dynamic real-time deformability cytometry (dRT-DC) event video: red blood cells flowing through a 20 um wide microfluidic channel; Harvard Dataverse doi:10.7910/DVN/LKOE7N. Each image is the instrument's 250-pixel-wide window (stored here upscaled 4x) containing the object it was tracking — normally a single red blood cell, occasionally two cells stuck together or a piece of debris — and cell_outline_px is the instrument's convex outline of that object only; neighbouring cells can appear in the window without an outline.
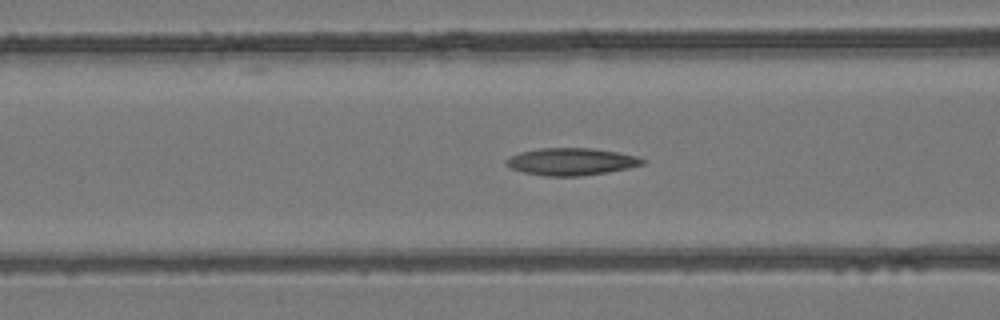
{"species": "common noctule bat (a hibernating species)", "species_latin": "Nyctalus noctula", "temperature_condition": "room temperature", "stored_images_in_passage": 51, "camera_frame_rate_fps": 3000, "um_per_image_px": 0.085, "animal": {"sex": "female", "body_mass_g": 24.6, "forearm_length_mm": 56.2}, "frame": {"image": 1, "passage_image": 20, "time_ms": 6.333, "image_size_px": [1000, 320], "cell_outline_px": [[644, 164], [628, 168], [608, 172], [580, 176], [544, 176], [524, 172], [512, 168], [504, 164], [504, 160], [520, 152], [540, 148], [592, 148], [616, 152], [636, 156], [644, 160]], "centroid_in_image_um": [48.53, 13.74], "position_along_channel_um": 118.1, "area_um2": 21.5}}
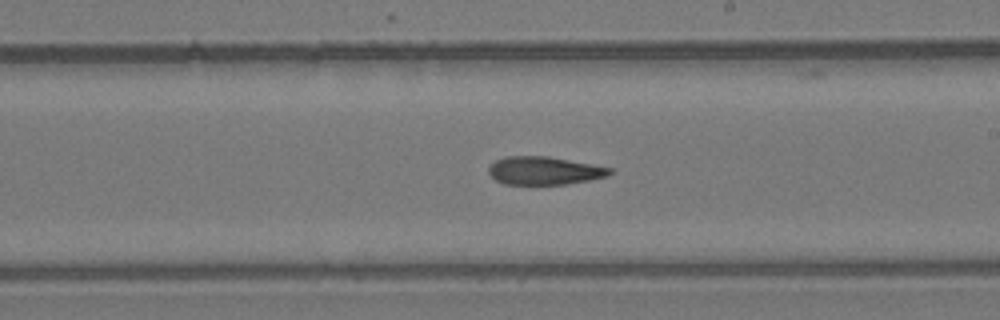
{"frame": {"image": 2, "passage_image": 29, "time_ms": 9.333, "image_size_px": [1000, 320], "cell_outline_px": [[612, 172], [608, 176], [588, 180], [564, 184], [504, 184], [496, 180], [488, 172], [488, 168], [496, 160], [508, 156], [548, 156], [592, 164], [612, 168]], "centroid_in_image_um": [46.26, 14.5], "position_along_channel_um": 242.7, "area_um2": 19.65}}
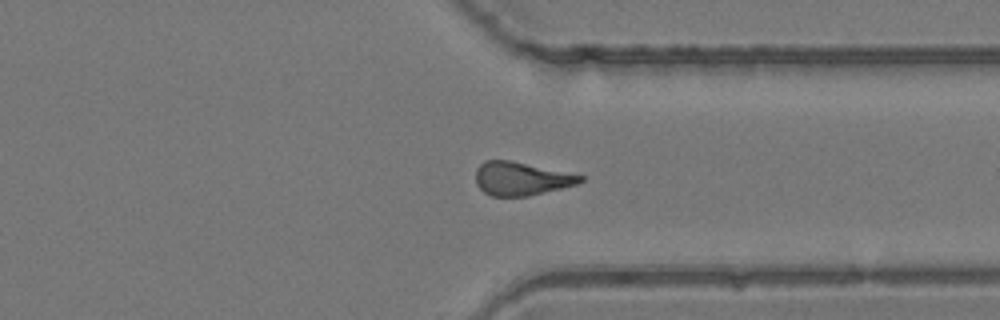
{"frame": {"image": 3, "passage_image": 38, "time_ms": 12.333, "image_size_px": [1000, 320], "cell_outline_px": [[584, 180], [576, 184], [528, 196], [492, 196], [484, 192], [476, 184], [476, 168], [484, 160], [508, 160], [584, 176]], "centroid_in_image_um": [44.25, 15.19], "position_along_channel_um": 367.2, "area_um2": 20.0}, "authors_computed_cell_mechanics": {"area_um2": 21.3282, "velocity_mm_per_s": 4.1539, "shape_relaxation_time_tau1_ms": null, "shape_relaxation_time_tau2_ms": 10.775, "deformation_change_tau1": null, "deformation_change_tau2": 0.2361}}